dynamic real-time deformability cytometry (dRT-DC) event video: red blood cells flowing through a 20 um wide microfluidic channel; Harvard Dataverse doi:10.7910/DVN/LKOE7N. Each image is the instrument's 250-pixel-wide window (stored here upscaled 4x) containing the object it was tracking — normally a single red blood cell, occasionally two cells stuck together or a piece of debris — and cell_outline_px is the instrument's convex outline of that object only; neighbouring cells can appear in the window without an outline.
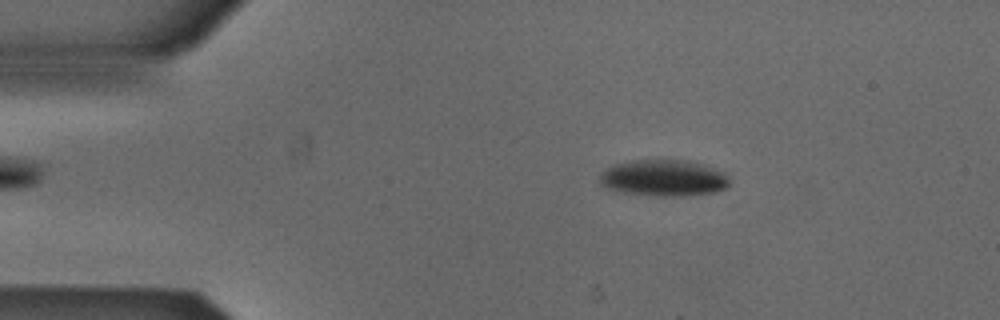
{"species": "Egyptian fruit bat (a non-hibernating species)", "species_latin": "Rousettus aegyptiacus", "temperature_condition": "cold", "stored_images_in_passage": 51, "camera_frame_rate_fps": 3000, "um_per_image_px": 0.085, "animal": {"sex": "male"}, "frame": {"image": 1, "passage_image": 8, "time_ms": 2.333, "image_size_px": [1000, 320], "cell_outline_px": [[732, 180], [728, 188], [712, 192], [684, 196], [656, 196], [620, 192], [608, 188], [600, 184], [600, 172], [616, 164], [636, 160], [688, 160], [704, 164], [724, 172]], "centroid_in_image_um": [56.46, 15.13], "position_along_channel_um": 28.5, "area_um2": 27.74}}
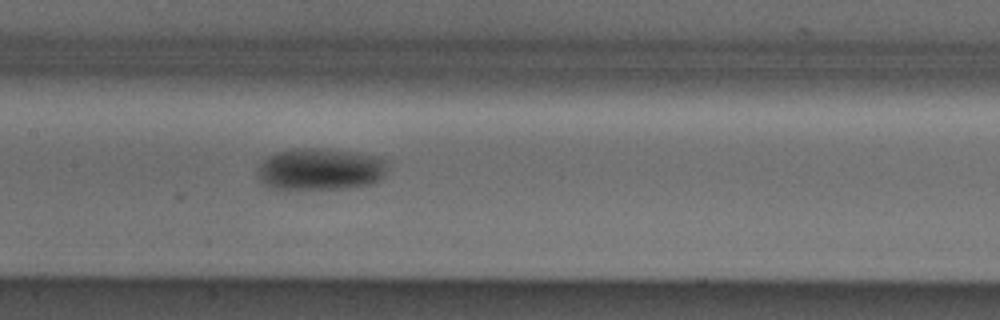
{"frame": {"image": 2, "passage_image": 24, "time_ms": 7.667, "image_size_px": [1000, 320], "cell_outline_px": [[388, 168], [384, 176], [380, 180], [368, 184], [348, 188], [272, 188], [264, 184], [256, 176], [256, 168], [268, 156], [276, 152], [292, 148], [324, 148], [356, 152], [384, 156], [388, 160]], "centroid_in_image_um": [27.27, 14.35], "position_along_channel_um": 180.1, "area_um2": 32.25}}
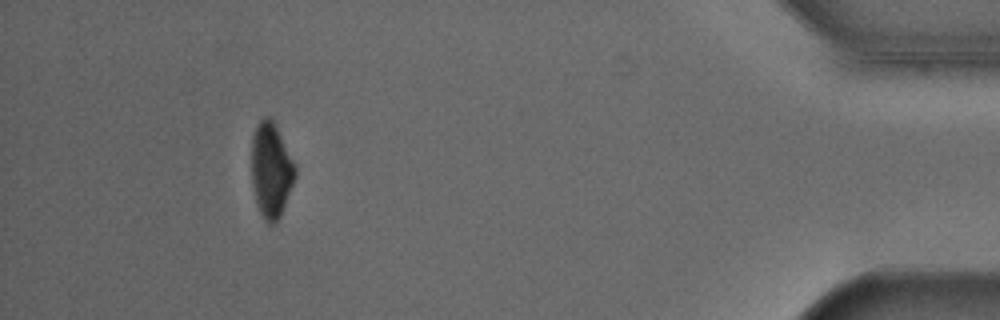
{"frame": {"image": 3, "passage_image": 47, "time_ms": 15.333, "image_size_px": [1000, 320], "cell_outline_px": [[296, 176], [280, 216], [272, 224], [268, 224], [264, 220], [260, 212], [256, 200], [252, 184], [252, 136], [256, 124], [264, 116], [272, 116], [296, 168]], "centroid_in_image_um": [23.03, 14.41], "position_along_channel_um": 412.2, "area_um2": 23.99}, "authors_computed_cell_mechanics": {"area_um2": 28.322, "velocity_mm_per_s": 3.8813, "shape_relaxation_time_tau1_ms": 2.651, "shape_relaxation_time_tau2_ms": null, "deformation_change_tau1": 0.1124, "deformation_change_tau2": null}}